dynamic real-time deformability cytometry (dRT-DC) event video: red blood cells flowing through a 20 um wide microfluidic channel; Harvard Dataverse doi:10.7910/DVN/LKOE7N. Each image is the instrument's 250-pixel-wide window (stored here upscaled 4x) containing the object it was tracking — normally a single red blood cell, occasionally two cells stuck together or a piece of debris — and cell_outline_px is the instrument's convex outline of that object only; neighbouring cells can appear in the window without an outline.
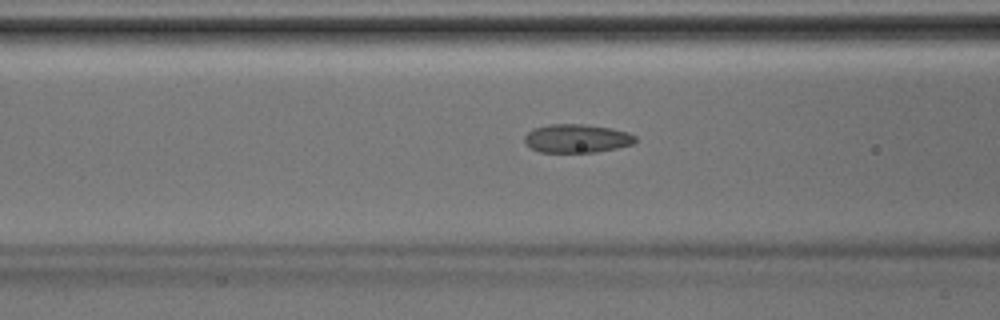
{"species": "Egyptian fruit bat (a non-hibernating species)", "species_latin": "Rousettus aegyptiacus", "temperature_condition": "room temperature", "stored_images_in_passage": 41, "camera_frame_rate_fps": 3000, "um_per_image_px": 0.085, "animal": {"sex": "male"}, "frame": {"image": 1, "passage_image": 16, "time_ms": 5.0, "image_size_px": [1000, 320], "cell_outline_px": [[636, 140], [632, 144], [616, 148], [596, 152], [540, 152], [524, 144], [524, 136], [532, 128], [548, 124], [584, 124], [612, 128], [628, 132], [636, 136]], "centroid_in_image_um": [49.0, 11.76], "position_along_channel_um": 117.6, "area_um2": 18.55}}
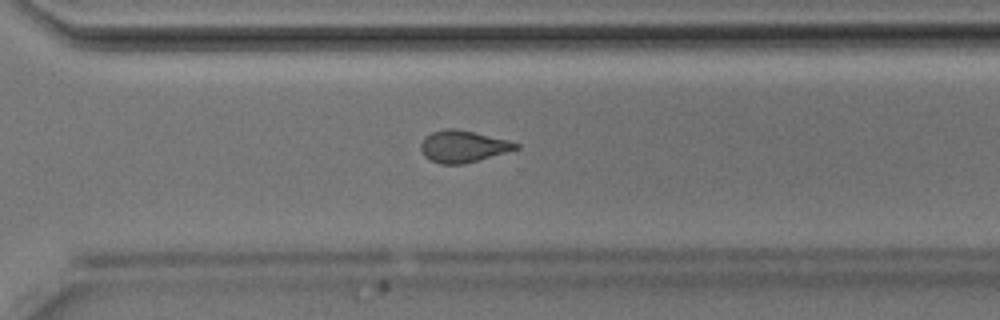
{"frame": {"image": 2, "passage_image": 29, "time_ms": 9.333, "image_size_px": [1000, 320], "cell_outline_px": [[520, 148], [464, 164], [440, 164], [424, 156], [420, 148], [420, 144], [424, 136], [432, 132], [444, 128], [456, 128], [508, 140], [520, 144]], "centroid_in_image_um": [39.33, 12.43], "position_along_channel_um": 331.3, "area_um2": 17.63}}
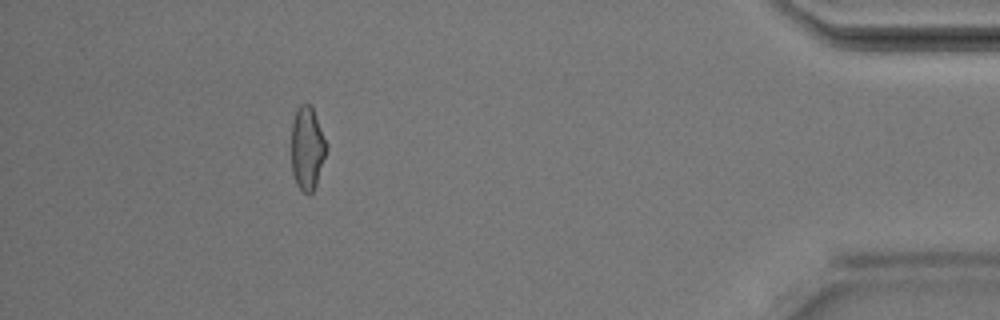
{"frame": {"image": 3, "passage_image": 37, "time_ms": 12.0, "image_size_px": [1000, 320], "cell_outline_px": [[328, 148], [316, 184], [312, 192], [308, 196], [296, 184], [292, 172], [292, 120], [300, 104], [312, 104], [328, 144]], "centroid_in_image_um": [26.13, 12.58], "position_along_channel_um": 409.1, "area_um2": 17.22}}